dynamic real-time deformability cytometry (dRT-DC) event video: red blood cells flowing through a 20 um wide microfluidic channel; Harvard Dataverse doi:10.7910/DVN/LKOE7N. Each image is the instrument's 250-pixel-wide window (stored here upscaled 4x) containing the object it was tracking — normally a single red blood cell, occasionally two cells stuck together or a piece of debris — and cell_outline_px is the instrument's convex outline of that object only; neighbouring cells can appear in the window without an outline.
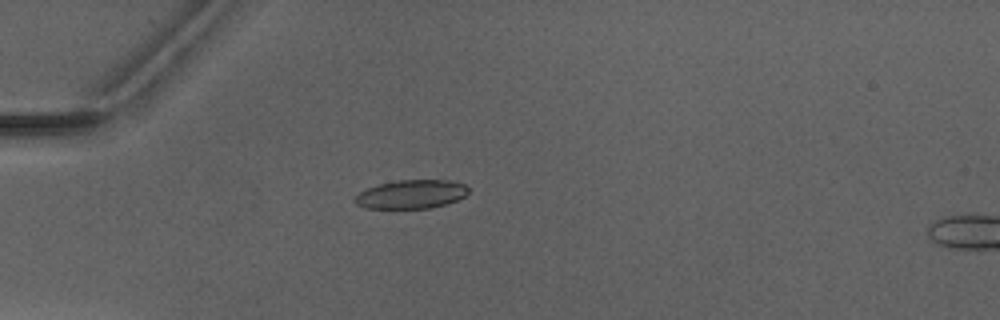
{"species": "Egyptian fruit bat (a non-hibernating species)", "species_latin": "Rousettus aegyptiacus", "temperature_condition": "warm", "stored_images_in_passage": 3, "camera_frame_rate_fps": 3000, "um_per_image_px": 0.085, "animal": {"sex": "male"}, "frame": {"image": 1, "passage_image": 2, "time_ms": 1.333, "image_size_px": [1000, 320], "cell_outline_px": [[468, 192], [464, 196], [456, 200], [432, 208], [364, 208], [356, 204], [352, 200], [360, 192], [368, 188], [380, 184], [400, 180], [452, 180], [464, 184], [468, 188]], "centroid_in_image_um": [34.95, 16.51], "position_along_channel_um": 50.1, "area_um2": 18.84}}